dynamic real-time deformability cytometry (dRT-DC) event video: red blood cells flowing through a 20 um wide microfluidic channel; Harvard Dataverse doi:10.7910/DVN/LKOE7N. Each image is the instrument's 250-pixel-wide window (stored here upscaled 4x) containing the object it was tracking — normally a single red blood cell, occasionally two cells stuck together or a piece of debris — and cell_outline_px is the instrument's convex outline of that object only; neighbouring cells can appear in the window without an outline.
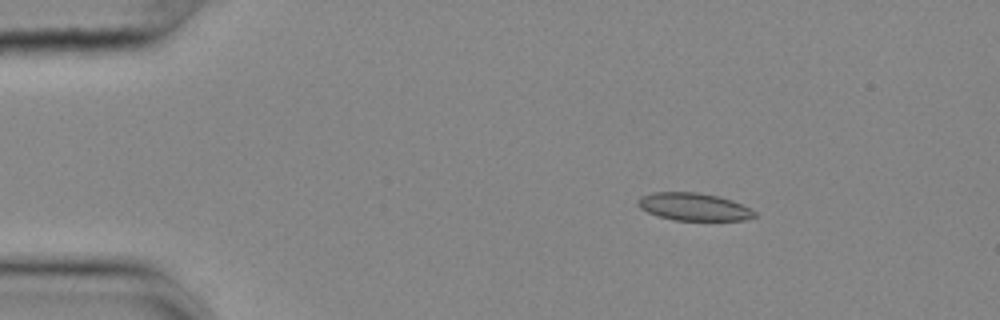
{"species": "common noctule bat (a hibernating species)", "species_latin": "Nyctalus noctula", "temperature_condition": "cold", "stored_images_in_passage": 47, "camera_frame_rate_fps": 3000, "um_per_image_px": 0.085, "animal": {"sex": "female", "body_mass_g": 25.1}, "frame": {"image": 1, "passage_image": 1, "time_ms": 0.0, "image_size_px": [1000, 320], "cell_outline_px": [[756, 216], [744, 220], [672, 220], [648, 212], [640, 208], [636, 204], [636, 200], [640, 196], [652, 192], [696, 192], [716, 196], [732, 200], [756, 212]], "centroid_in_image_um": [58.92, 17.57], "position_along_channel_um": 26.1, "area_um2": 18.67}}
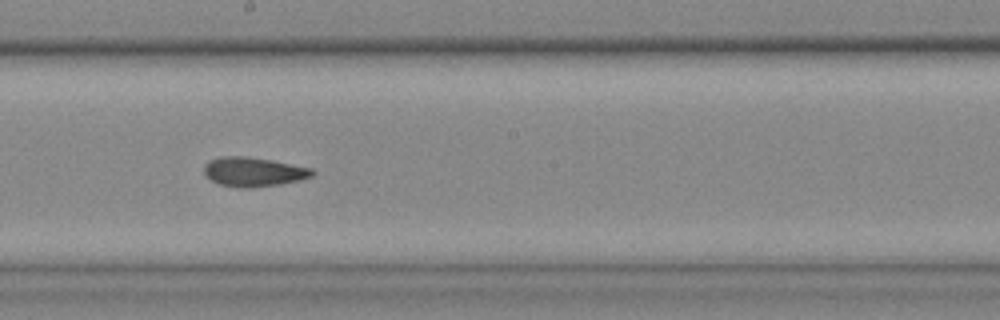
{"frame": {"image": 2, "passage_image": 23, "time_ms": 7.333, "image_size_px": [1000, 320], "cell_outline_px": [[316, 172], [312, 176], [300, 180], [280, 184], [252, 188], [240, 188], [220, 184], [204, 176], [204, 164], [208, 160], [220, 156], [248, 156], [272, 160], [312, 168]], "centroid_in_image_um": [21.53, 14.6], "position_along_channel_um": 226.7, "area_um2": 18.73}}
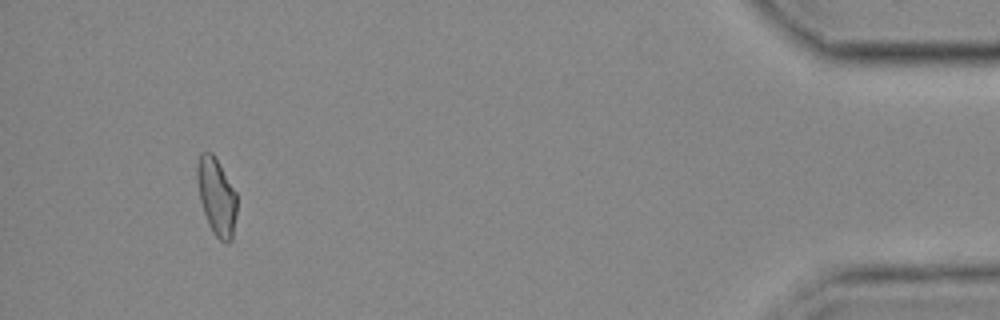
{"frame": {"image": 3, "passage_image": 44, "time_ms": 14.333, "image_size_px": [1000, 320], "cell_outline_px": [[236, 216], [232, 240], [228, 244], [220, 240], [216, 236], [208, 224], [200, 200], [196, 180], [196, 168], [200, 152], [212, 152], [236, 192]], "centroid_in_image_um": [18.39, 16.72], "position_along_channel_um": 416.8, "area_um2": 17.86}, "authors_computed_cell_mechanics": {"area_um2": 18.207, "velocity_mm_per_s": 3.6734, "shape_relaxation_time_tau1_ms": 3.8461, "shape_relaxation_time_tau2_ms": 2.9655, "deformation_change_tau1": 0.1113, "deformation_change_tau2": 0.1088}}